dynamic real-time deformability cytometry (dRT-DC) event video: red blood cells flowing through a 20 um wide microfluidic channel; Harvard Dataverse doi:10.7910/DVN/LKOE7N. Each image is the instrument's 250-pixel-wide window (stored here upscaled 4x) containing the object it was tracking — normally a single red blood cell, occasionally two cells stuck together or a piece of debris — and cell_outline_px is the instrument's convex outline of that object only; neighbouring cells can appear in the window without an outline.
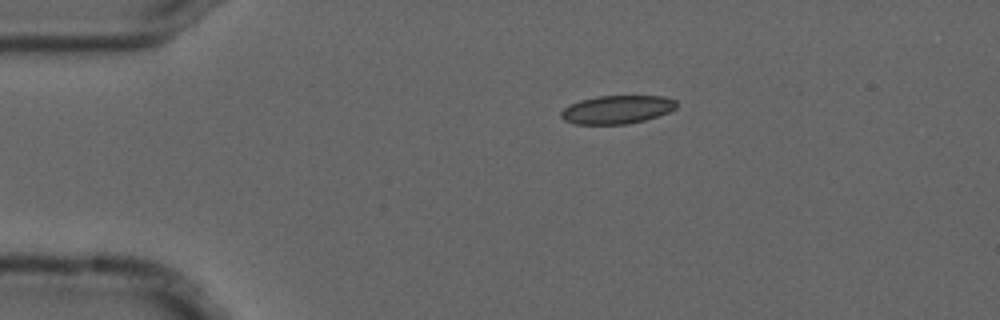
{"species": "common noctule bat (a hibernating species)", "species_latin": "Nyctalus noctula", "temperature_condition": "cold", "stored_images_in_passage": 3, "camera_frame_rate_fps": 3000, "um_per_image_px": 0.085, "animal": {"sex": "male", "forearm_length_mm": 52.5}, "frame": {"image": 1, "passage_image": 1, "time_ms": 0.0, "image_size_px": [1000, 320], "cell_outline_px": [[676, 108], [668, 112], [644, 120], [628, 124], [576, 124], [564, 120], [560, 116], [560, 112], [564, 108], [580, 100], [596, 96], [664, 96], [676, 100]], "centroid_in_image_um": [52.44, 9.31], "position_along_channel_um": 32.6, "area_um2": 18.96}}
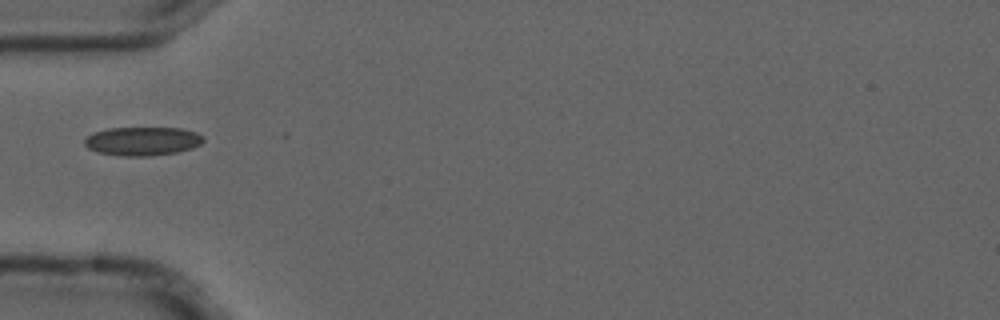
{"frame": {"image": 2, "passage_image": 3, "time_ms": 0.667, "image_size_px": [1000, 320], "cell_outline_px": [[204, 140], [200, 144], [192, 148], [176, 152], [152, 156], [120, 156], [96, 152], [88, 148], [84, 144], [84, 140], [92, 132], [108, 128], [184, 128], [196, 132], [204, 136]], "centroid_in_image_um": [12.1, 12.0], "position_along_channel_um": 72.9, "area_um2": 20.06}}